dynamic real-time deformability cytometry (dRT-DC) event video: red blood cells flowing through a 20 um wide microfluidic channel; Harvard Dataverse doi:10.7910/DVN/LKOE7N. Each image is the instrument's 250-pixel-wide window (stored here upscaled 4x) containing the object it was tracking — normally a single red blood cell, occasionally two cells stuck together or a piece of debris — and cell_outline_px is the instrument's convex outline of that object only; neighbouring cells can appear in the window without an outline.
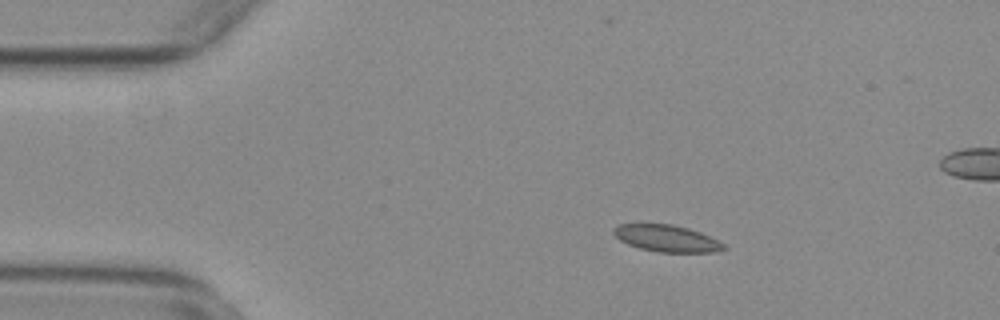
{"species": "common noctule bat (a hibernating species)", "species_latin": "Nyctalus noctula", "temperature_condition": "warm", "stored_images_in_passage": 13, "camera_frame_rate_fps": 3000, "um_per_image_px": 0.085, "animal": {"sex": "female", "body_mass_g": 29.2, "forearm_length_mm": 56.3}, "frame": {"image": 1, "passage_image": 9, "time_ms": 2.667, "image_size_px": [1000, 320], "cell_outline_px": [[728, 248], [716, 252], [656, 252], [640, 248], [628, 244], [620, 240], [612, 232], [612, 228], [620, 224], [672, 224], [688, 228], [700, 232], [724, 244]], "centroid_in_image_um": [56.66, 20.26], "position_along_channel_um": 28.3, "area_um2": 17.11}}